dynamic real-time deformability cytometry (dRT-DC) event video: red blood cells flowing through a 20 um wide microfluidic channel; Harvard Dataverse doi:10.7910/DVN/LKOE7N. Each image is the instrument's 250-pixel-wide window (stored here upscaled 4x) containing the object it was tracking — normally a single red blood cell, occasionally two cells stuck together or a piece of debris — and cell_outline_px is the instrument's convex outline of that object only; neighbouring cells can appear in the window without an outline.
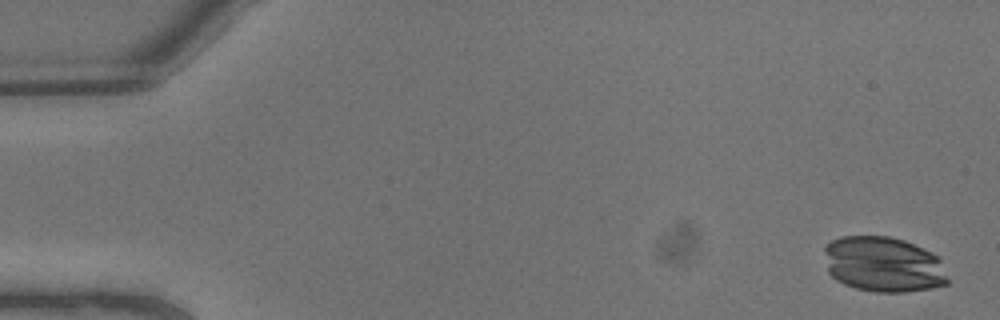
{"species": "common noctule bat (a hibernating species)", "species_latin": "Nyctalus noctula", "temperature_condition": "warm", "stored_images_in_passage": 13, "camera_frame_rate_fps": 3000, "um_per_image_px": 0.085, "animal": {"sex": "male", "body_mass_g": 13.3}, "frame": {"image": 1, "passage_image": 1, "time_ms": 0.0, "image_size_px": [1000, 320], "cell_outline_px": [[948, 284], [932, 288], [904, 292], [876, 292], [856, 288], [844, 284], [836, 280], [828, 272], [824, 252], [824, 248], [832, 240], [840, 236], [888, 236], [904, 240], [924, 248], [940, 256], [948, 280]], "centroid_in_image_um": [75.11, 22.47], "position_along_channel_um": 9.9, "area_um2": 40.23}}